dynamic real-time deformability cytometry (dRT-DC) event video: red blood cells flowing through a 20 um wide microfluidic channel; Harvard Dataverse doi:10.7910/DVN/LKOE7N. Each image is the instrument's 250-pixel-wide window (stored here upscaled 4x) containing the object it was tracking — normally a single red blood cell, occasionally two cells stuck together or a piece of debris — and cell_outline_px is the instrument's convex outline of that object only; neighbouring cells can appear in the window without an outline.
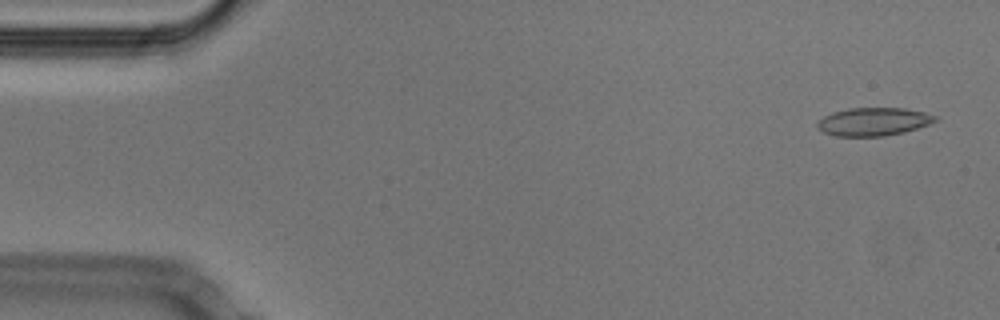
{"species": "Egyptian fruit bat (a non-hibernating species)", "species_latin": "Rousettus aegyptiacus", "temperature_condition": "cold", "stored_images_in_passage": 52, "camera_frame_rate_fps": 3000, "um_per_image_px": 0.085, "animal": {"sex": "male"}, "frame": {"image": 1, "passage_image": 2, "time_ms": 0.333, "image_size_px": [1000, 320], "cell_outline_px": [[940, 120], [904, 132], [884, 136], [836, 136], [824, 132], [816, 128], [816, 124], [824, 116], [832, 112], [848, 108], [904, 108], [924, 112], [936, 116]], "centroid_in_image_um": [74.24, 10.34], "position_along_channel_um": 10.8, "area_um2": 19.31}}
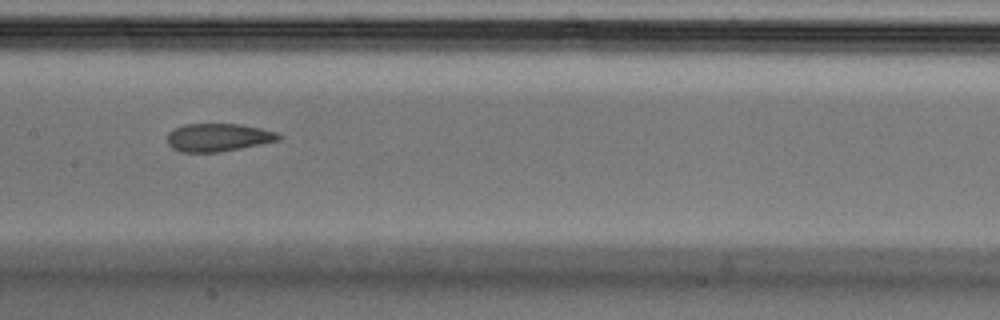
{"frame": {"image": 2, "passage_image": 25, "time_ms": 8.0, "image_size_px": [1000, 320], "cell_outline_px": [[284, 136], [280, 140], [220, 152], [180, 152], [172, 148], [168, 144], [168, 132], [184, 124], [240, 124], [260, 128], [276, 132]], "centroid_in_image_um": [18.55, 11.68], "position_along_channel_um": 188.8, "area_um2": 18.15}}
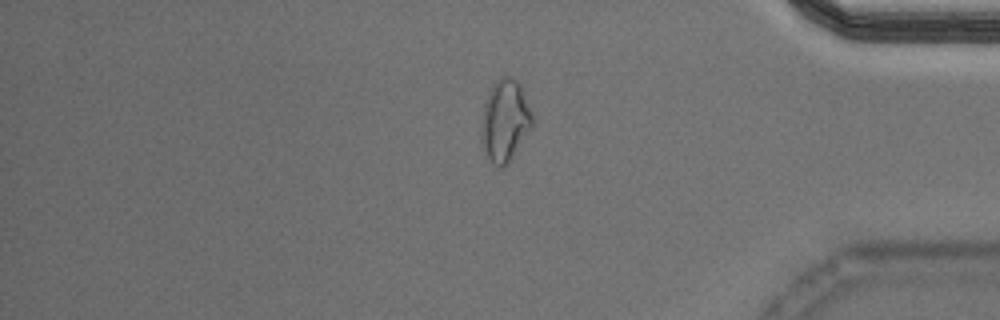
{"frame": {"image": 3, "passage_image": 43, "time_ms": 14.0, "image_size_px": [1000, 320], "cell_outline_px": [[532, 128], [508, 164], [504, 168], [500, 168], [492, 164], [488, 156], [484, 144], [484, 104], [488, 92], [496, 80], [504, 76], [516, 80], [520, 84], [532, 112]], "centroid_in_image_um": [42.98, 10.26], "position_along_channel_um": 392.2, "area_um2": 23.58}, "authors_computed_cell_mechanics": {"area_um2": 19.4497, "velocity_mm_per_s": 3.8106, "shape_relaxation_time_tau1_ms": 10.4505, "shape_relaxation_time_tau2_ms": 2.5, "deformation_change_tau1": 0.1618, "deformation_change_tau2": 0.101}}